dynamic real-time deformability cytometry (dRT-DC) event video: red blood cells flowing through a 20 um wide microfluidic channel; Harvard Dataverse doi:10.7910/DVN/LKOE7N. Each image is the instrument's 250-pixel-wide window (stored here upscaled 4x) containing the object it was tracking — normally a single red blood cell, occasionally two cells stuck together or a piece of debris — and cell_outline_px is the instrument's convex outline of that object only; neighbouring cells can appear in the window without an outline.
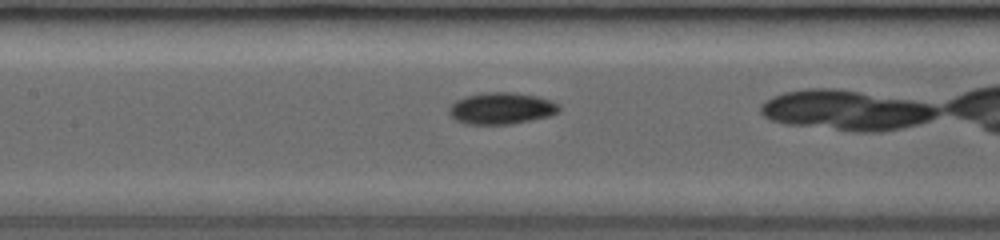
{"species": "common noctule bat (a hibernating species)", "species_latin": "Nyctalus noctula", "temperature_condition": "room temperature", "stored_images_in_passage": 37, "camera_frame_rate_fps": 3000, "um_per_image_px": 0.085, "animal": {"sex": "female", "body_mass_g": 19.0, "forearm_length_mm": 53.3}, "frame": {"image": 1, "passage_image": 19, "time_ms": 6.0, "image_size_px": [1000, 240], "cell_outline_px": [[560, 112], [548, 116], [512, 124], [464, 124], [456, 120], [448, 112], [448, 108], [456, 100], [464, 96], [484, 92], [516, 92], [536, 96], [552, 100], [560, 104]], "centroid_in_image_um": [42.63, 9.2], "position_along_channel_um": 164.8, "area_um2": 20.52}}
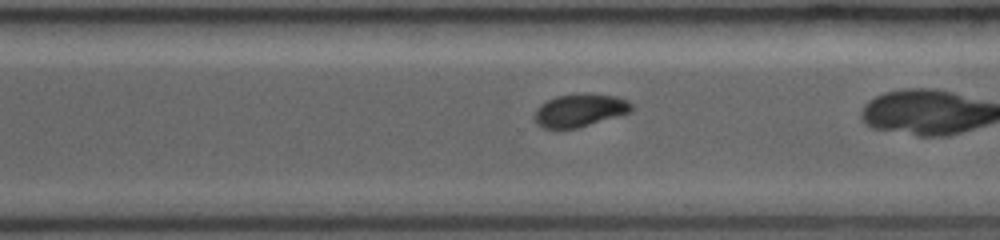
{"frame": {"image": 2, "passage_image": 32, "time_ms": 9.667, "image_size_px": [1000, 240], "cell_outline_px": [[632, 112], [576, 128], [544, 128], [536, 124], [536, 108], [540, 104], [556, 96], [616, 96], [628, 100], [632, 104]], "centroid_in_image_um": [49.29, 9.41], "position_along_channel_um": 321.3, "area_um2": 17.74}}